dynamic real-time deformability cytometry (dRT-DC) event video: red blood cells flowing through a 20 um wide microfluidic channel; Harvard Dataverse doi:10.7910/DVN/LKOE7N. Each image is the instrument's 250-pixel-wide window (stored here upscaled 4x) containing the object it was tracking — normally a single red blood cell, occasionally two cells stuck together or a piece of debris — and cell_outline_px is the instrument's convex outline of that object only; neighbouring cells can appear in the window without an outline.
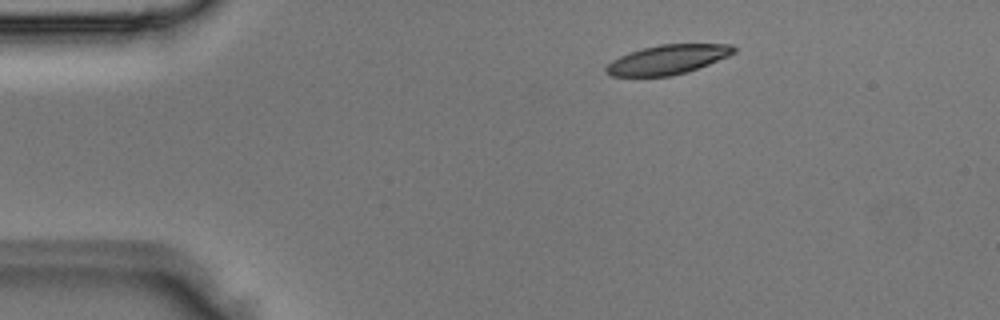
{"species": "Egyptian fruit bat (a non-hibernating species)", "species_latin": "Rousettus aegyptiacus", "temperature_condition": "room temperature", "stored_images_in_passage": 2, "camera_frame_rate_fps": 3000, "um_per_image_px": 0.085, "animal": {"sex": "male"}, "frame": {"image": 1, "passage_image": 1, "time_ms": 0.0, "image_size_px": [1000, 320], "cell_outline_px": [[736, 52], [728, 56], [688, 72], [672, 76], [608, 76], [604, 72], [604, 68], [612, 60], [620, 56], [644, 48], [660, 44], [732, 44], [736, 48]], "centroid_in_image_um": [56.74, 5.07], "position_along_channel_um": 28.3, "area_um2": 21.85}}